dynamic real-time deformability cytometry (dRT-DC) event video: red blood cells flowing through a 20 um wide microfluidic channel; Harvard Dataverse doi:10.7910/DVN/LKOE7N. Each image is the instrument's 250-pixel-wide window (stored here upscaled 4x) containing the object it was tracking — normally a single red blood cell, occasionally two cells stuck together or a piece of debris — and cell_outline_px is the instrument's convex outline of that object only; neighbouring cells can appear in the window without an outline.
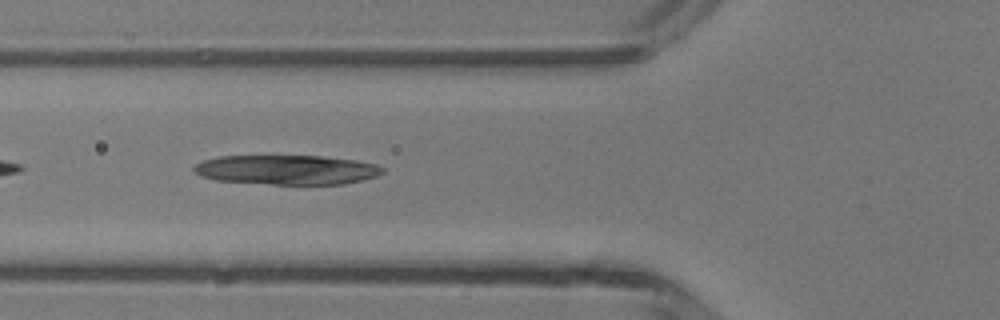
{"species": "common noctule bat (a hibernating species)", "species_latin": "Nyctalus noctula", "temperature_condition": "room temperature", "stored_images_in_passage": 6, "camera_frame_rate_fps": 3000, "um_per_image_px": 0.085, "animal": {"sex": "male", "body_mass_g": 13.3}, "frame": {"image": 1, "passage_image": 5, "time_ms": 5.0, "image_size_px": [1000, 320], "cell_outline_px": [[384, 172], [376, 176], [344, 184], [272, 184], [216, 180], [200, 176], [192, 172], [192, 168], [196, 164], [204, 160], [220, 156], [324, 156], [356, 160], [376, 164], [384, 168]], "centroid_in_image_um": [24.36, 14.43], "position_along_channel_um": 101.4, "area_um2": 32.48}}
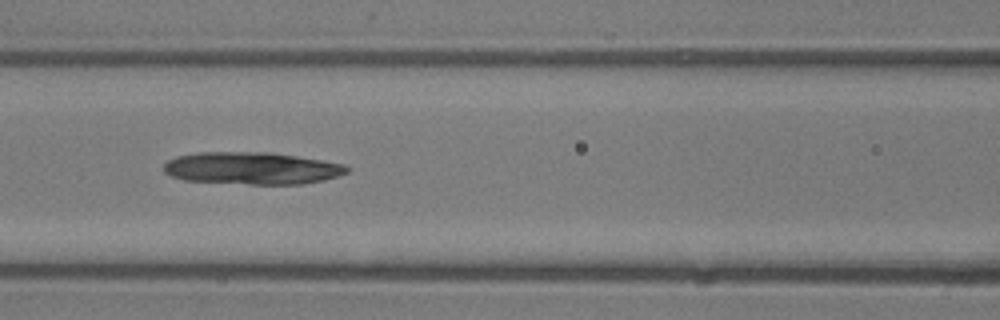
{"frame": {"image": 2, "passage_image": 6, "time_ms": 6.0, "image_size_px": [1000, 320], "cell_outline_px": [[352, 168], [348, 172], [324, 180], [300, 184], [248, 184], [184, 180], [172, 176], [164, 172], [164, 164], [168, 160], [176, 156], [200, 152], [264, 152], [296, 156], [344, 164]], "centroid_in_image_um": [21.4, 14.3], "position_along_channel_um": 145.2, "area_um2": 34.28}}